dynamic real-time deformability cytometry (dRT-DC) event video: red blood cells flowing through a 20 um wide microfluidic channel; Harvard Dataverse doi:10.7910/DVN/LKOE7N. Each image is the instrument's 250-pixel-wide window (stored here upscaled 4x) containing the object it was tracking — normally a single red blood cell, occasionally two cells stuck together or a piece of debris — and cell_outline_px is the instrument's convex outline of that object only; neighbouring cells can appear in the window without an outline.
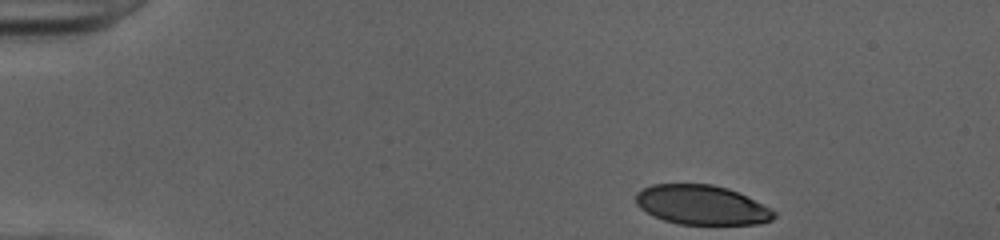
{"species": "human", "species_latin": "Homo sapiens", "temperature_condition": "cold", "stored_images_in_passage": 38, "camera_frame_rate_fps": 3000, "um_per_image_px": 0.085, "donor": {"sex": "female"}, "frame": {"image": 1, "passage_image": 1, "time_ms": 0.0, "image_size_px": [1000, 240], "cell_outline_px": [[776, 216], [772, 220], [760, 224], [680, 224], [664, 220], [652, 216], [640, 208], [636, 204], [636, 192], [652, 184], [712, 184], [728, 188], [776, 212]], "centroid_in_image_um": [59.6, 17.42], "position_along_channel_um": 25.4, "area_um2": 31.56}}
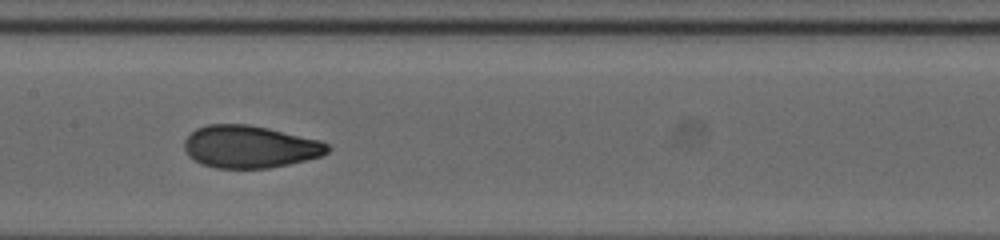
{"frame": {"image": 2, "passage_image": 20, "time_ms": 6.333, "image_size_px": [1000, 240], "cell_outline_px": [[332, 148], [324, 156], [308, 160], [268, 168], [216, 168], [200, 164], [188, 156], [184, 148], [184, 140], [196, 128], [208, 124], [248, 124], [268, 128], [320, 140], [328, 144]], "centroid_in_image_um": [21.25, 12.48], "position_along_channel_um": 186.1, "area_um2": 35.66}}
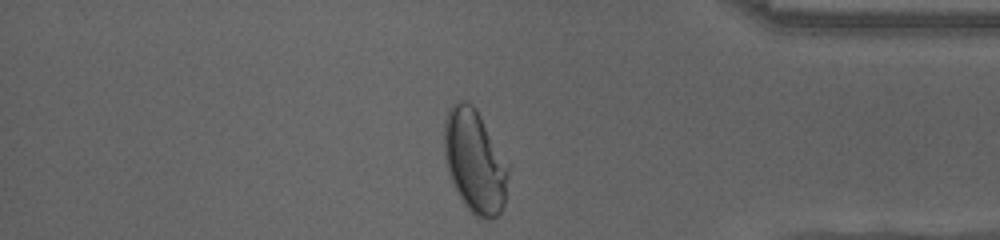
{"frame": {"image": 3, "passage_image": 37, "time_ms": 12.0, "image_size_px": [1000, 240], "cell_outline_px": [[508, 176], [504, 204], [500, 212], [492, 220], [488, 220], [476, 216], [464, 204], [448, 172], [444, 156], [444, 120], [448, 108], [456, 100], [464, 100], [472, 104], [476, 108], [508, 164]], "centroid_in_image_um": [40.34, 13.67], "position_along_channel_um": 394.9, "area_um2": 38.44}, "authors_computed_cell_mechanics": {"area_um2": 35.3736, "velocity_mm_per_s": 4.0234, "shape_relaxation_time_tau1_ms": 6.4334, "shape_relaxation_time_tau2_ms": 0.9077, "deformation_change_tau1": 0.2319, "deformation_change_tau2": 0.0641}}